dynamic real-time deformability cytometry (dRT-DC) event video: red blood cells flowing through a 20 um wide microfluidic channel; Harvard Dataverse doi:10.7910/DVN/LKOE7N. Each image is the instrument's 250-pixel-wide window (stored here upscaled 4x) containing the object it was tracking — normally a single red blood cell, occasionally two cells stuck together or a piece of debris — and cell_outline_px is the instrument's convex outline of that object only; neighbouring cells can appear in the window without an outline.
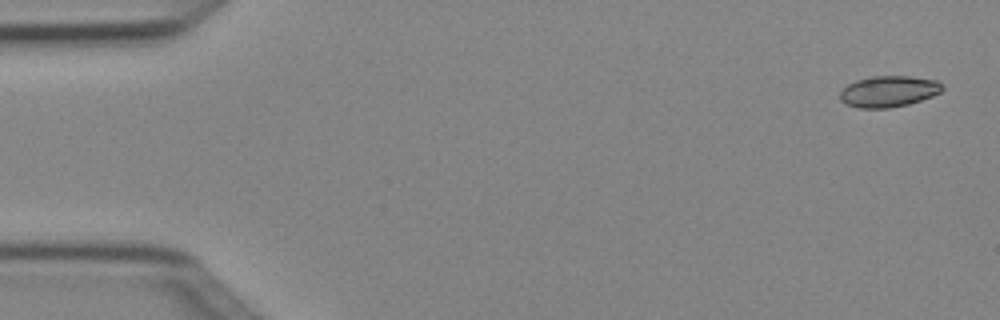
{"species": "Egyptian fruit bat (a non-hibernating species)", "species_latin": "Rousettus aegyptiacus", "temperature_condition": "cold", "stored_images_in_passage": 4, "camera_frame_rate_fps": 3000, "um_per_image_px": 0.085, "animal": {"sex": "female"}, "frame": {"image": 1, "passage_image": 1, "time_ms": 0.0, "image_size_px": [1000, 320], "cell_outline_px": [[944, 88], [940, 92], [932, 96], [908, 104], [888, 108], [860, 108], [844, 104], [840, 100], [840, 92], [848, 84], [856, 80], [872, 76], [912, 76], [936, 80]], "centroid_in_image_um": [75.51, 7.77], "position_along_channel_um": 9.5, "area_um2": 18.55}}
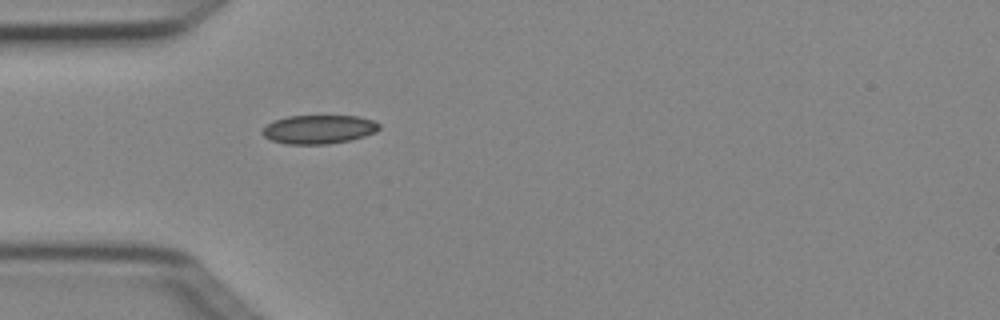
{"frame": {"image": 2, "passage_image": 4, "time_ms": 1.0, "image_size_px": [1000, 320], "cell_outline_px": [[380, 128], [376, 132], [364, 136], [348, 140], [328, 144], [284, 144], [272, 140], [264, 136], [260, 132], [272, 120], [288, 116], [360, 116], [372, 120], [380, 124]], "centroid_in_image_um": [27.08, 10.99], "position_along_channel_um": 57.9, "area_um2": 19.59}}